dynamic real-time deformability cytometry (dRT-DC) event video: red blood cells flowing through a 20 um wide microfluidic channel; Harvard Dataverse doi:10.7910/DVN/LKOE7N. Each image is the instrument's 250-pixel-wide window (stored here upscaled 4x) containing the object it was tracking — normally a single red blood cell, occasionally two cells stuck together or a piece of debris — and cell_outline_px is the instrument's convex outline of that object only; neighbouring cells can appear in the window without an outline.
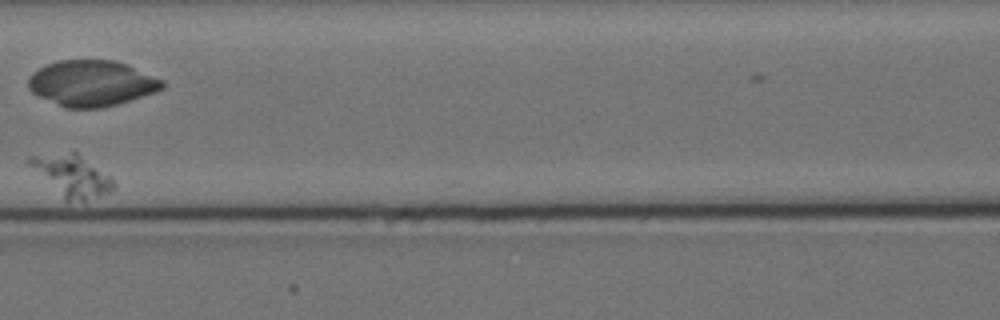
{"species": "Egyptian fruit bat (a non-hibernating species)", "species_latin": "Rousettus aegyptiacus", "temperature_condition": "cold", "stored_images_in_passage": 7, "camera_frame_rate_fps": 3000, "um_per_image_px": 0.085, "animal": {"sex": "female"}, "frame": {"image": 1, "passage_image": 5, "time_ms": 4.667, "image_size_px": [1000, 320], "cell_outline_px": [[116, 188], [112, 192], [84, 200], [64, 200], [24, 160], [28, 156], [72, 152], [76, 152], [112, 176], [116, 184]], "centroid_in_image_um": [6.14, 14.92], "position_along_channel_um": 160.5, "area_um2": 20.29}}
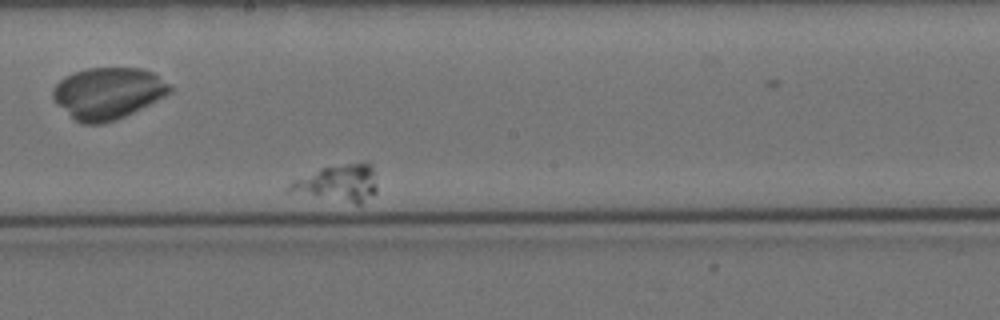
{"frame": {"image": 2, "passage_image": 7, "time_ms": 7.0, "image_size_px": [1000, 320], "cell_outline_px": [[376, 192], [360, 204], [356, 204], [288, 192], [288, 184], [292, 180], [320, 168], [364, 160], [368, 160], [372, 164], [376, 184]], "centroid_in_image_um": [28.75, 15.53], "position_along_channel_um": 219.4, "area_um2": 19.13}}